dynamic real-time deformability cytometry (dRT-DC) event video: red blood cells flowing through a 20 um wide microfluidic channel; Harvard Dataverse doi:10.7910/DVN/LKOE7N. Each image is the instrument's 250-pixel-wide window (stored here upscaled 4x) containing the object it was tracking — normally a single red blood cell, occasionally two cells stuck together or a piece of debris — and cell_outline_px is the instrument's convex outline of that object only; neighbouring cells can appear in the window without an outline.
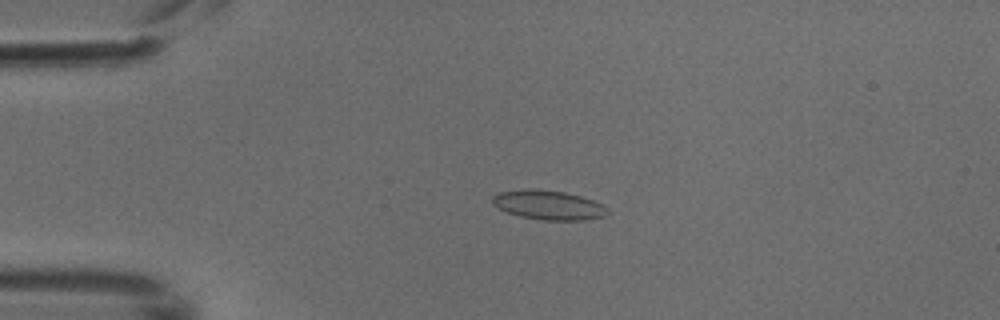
{"species": "common noctule bat (a hibernating species)", "species_latin": "Nyctalus noctula", "temperature_condition": "cold", "stored_images_in_passage": 4, "camera_frame_rate_fps": 3000, "um_per_image_px": 0.085, "animal": {"sex": "male", "body_mass_g": 18.8}, "frame": {"image": 1, "passage_image": 4, "time_ms": 1.0, "image_size_px": [1000, 320], "cell_outline_px": [[608, 212], [604, 216], [584, 220], [544, 220], [520, 216], [508, 212], [492, 204], [492, 196], [500, 192], [532, 188], [564, 192], [580, 196], [592, 200], [608, 208]], "centroid_in_image_um": [46.61, 17.42], "position_along_channel_um": 38.4, "area_um2": 19.42}}